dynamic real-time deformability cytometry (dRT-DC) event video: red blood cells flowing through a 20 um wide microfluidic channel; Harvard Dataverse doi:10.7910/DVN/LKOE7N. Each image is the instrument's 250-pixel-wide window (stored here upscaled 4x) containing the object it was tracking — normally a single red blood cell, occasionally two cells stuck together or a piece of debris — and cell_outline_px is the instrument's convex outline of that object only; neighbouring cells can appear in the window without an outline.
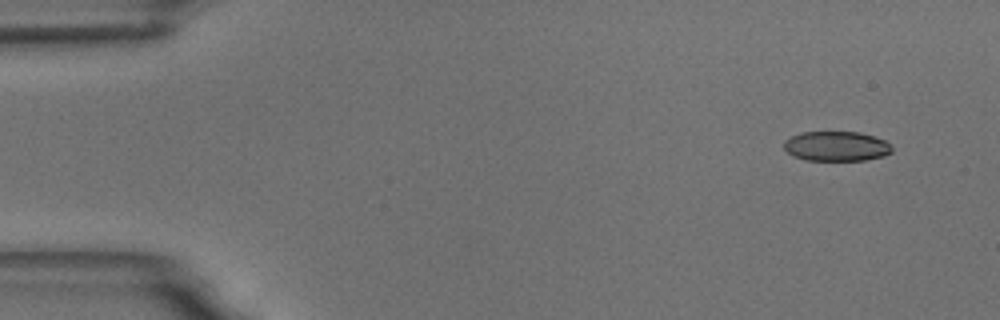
{"species": "common noctule bat (a hibernating species)", "species_latin": "Nyctalus noctula", "temperature_condition": "room temperature", "stored_images_in_passage": 54, "camera_frame_rate_fps": 3000, "um_per_image_px": 0.085, "animal": {"sex": "male", "body_mass_g": 18.8}, "frame": {"image": 1, "passage_image": 1, "time_ms": 0.0, "image_size_px": [1000, 320], "cell_outline_px": [[892, 152], [884, 156], [864, 160], [804, 160], [792, 156], [784, 148], [784, 140], [800, 132], [860, 132], [884, 140], [892, 144]], "centroid_in_image_um": [71.09, 12.43], "position_along_channel_um": 13.9, "area_um2": 18.84}}
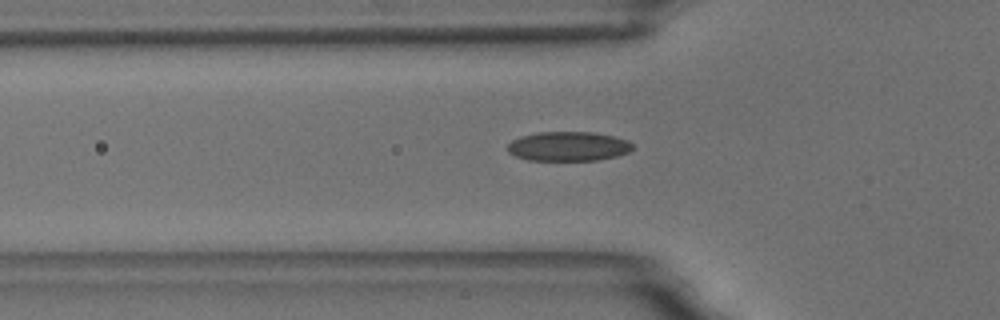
{"frame": {"image": 2, "passage_image": 16, "time_ms": 5.0, "image_size_px": [1000, 320], "cell_outline_px": [[632, 148], [628, 152], [616, 156], [600, 160], [528, 160], [516, 156], [508, 152], [508, 144], [512, 140], [520, 136], [540, 132], [592, 132], [612, 136], [628, 140], [632, 144]], "centroid_in_image_um": [48.29, 12.44], "position_along_channel_um": 77.5, "area_um2": 21.33}}
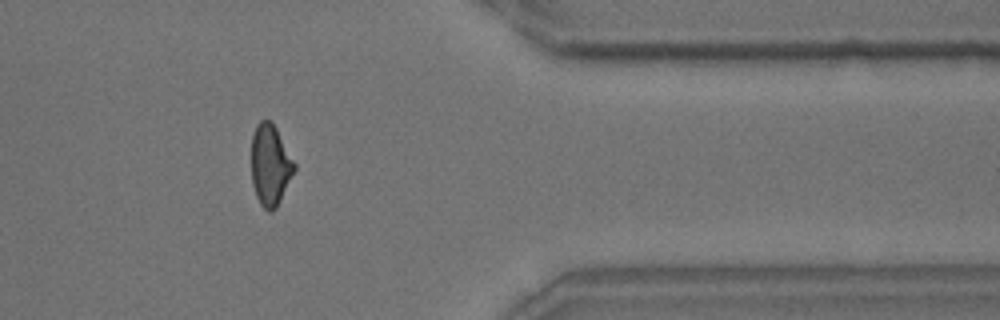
{"frame": {"image": 3, "passage_image": 44, "time_ms": 14.333, "image_size_px": [1000, 320], "cell_outline_px": [[296, 168], [276, 208], [272, 212], [268, 212], [260, 204], [256, 196], [252, 184], [252, 136], [256, 124], [260, 120], [272, 120], [296, 164]], "centroid_in_image_um": [22.97, 14.01], "position_along_channel_um": 388.4, "area_um2": 20.35}, "authors_computed_cell_mechanics": {"area_um2": 20.4323, "velocity_mm_per_s": 3.5149, "shape_relaxation_time_tau1_ms": 7.0211, "shape_relaxation_time_tau2_ms": 1.8725, "deformation_change_tau1": 0.1612, "deformation_change_tau2": 0.0802}}